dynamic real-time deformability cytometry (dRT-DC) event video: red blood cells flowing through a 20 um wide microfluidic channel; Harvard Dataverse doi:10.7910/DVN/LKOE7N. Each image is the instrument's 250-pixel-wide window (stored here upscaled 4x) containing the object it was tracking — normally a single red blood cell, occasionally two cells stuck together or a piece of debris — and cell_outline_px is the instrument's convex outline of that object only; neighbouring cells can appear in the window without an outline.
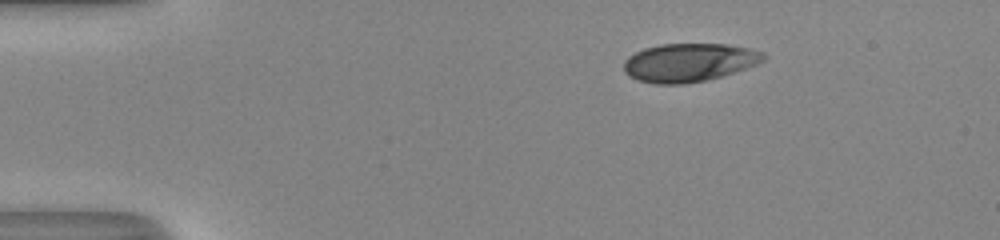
{"species": "human", "species_latin": "Homo sapiens", "temperature_condition": "room temperature", "stored_images_in_passage": 43, "camera_frame_rate_fps": 3000, "um_per_image_px": 0.085, "donor": {"sex": "male"}, "frame": {"image": 1, "passage_image": 1, "time_ms": 0.0, "image_size_px": [1000, 240], "cell_outline_px": [[768, 56], [764, 60], [756, 64], [708, 80], [684, 84], [656, 84], [636, 80], [628, 76], [624, 72], [624, 60], [628, 56], [644, 48], [660, 44], [728, 44], [752, 48], [764, 52]], "centroid_in_image_um": [58.56, 5.31], "position_along_channel_um": 26.4, "area_um2": 31.44}}
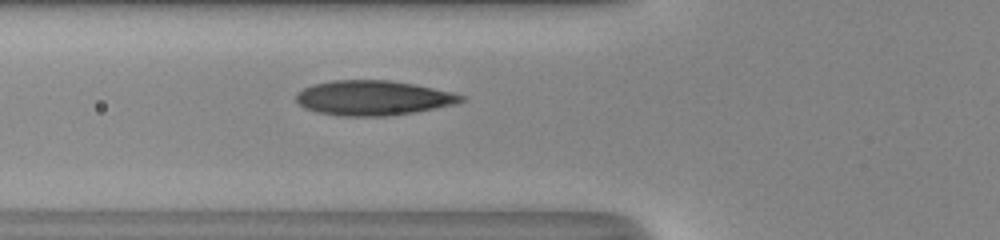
{"frame": {"image": 2, "passage_image": 12, "time_ms": 3.667, "image_size_px": [1000, 240], "cell_outline_px": [[464, 100], [456, 104], [436, 108], [412, 112], [384, 116], [340, 116], [316, 112], [304, 108], [296, 100], [296, 92], [312, 84], [332, 80], [388, 80], [412, 84], [452, 92], [464, 96]], "centroid_in_image_um": [31.67, 8.32], "position_along_channel_um": 94.1, "area_um2": 33.35}}
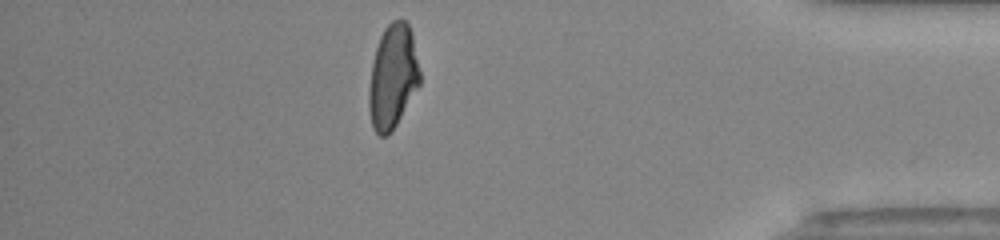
{"frame": {"image": 3, "passage_image": 37, "time_ms": 12.0, "image_size_px": [1000, 240], "cell_outline_px": [[420, 84], [396, 124], [384, 136], [380, 136], [372, 128], [368, 108], [368, 92], [372, 64], [376, 48], [380, 36], [384, 28], [392, 20], [400, 16], [408, 24], [412, 36], [420, 72]], "centroid_in_image_um": [33.37, 6.48], "position_along_channel_um": 401.8, "area_um2": 30.69}, "authors_computed_cell_mechanics": {"area_um2": 31.9634, "velocity_mm_per_s": 4.144, "shape_relaxation_time_tau1_ms": 9.3456, "shape_relaxation_time_tau2_ms": 0.8175, "deformation_change_tau1": 0.3136, "deformation_change_tau2": 0.0605}}